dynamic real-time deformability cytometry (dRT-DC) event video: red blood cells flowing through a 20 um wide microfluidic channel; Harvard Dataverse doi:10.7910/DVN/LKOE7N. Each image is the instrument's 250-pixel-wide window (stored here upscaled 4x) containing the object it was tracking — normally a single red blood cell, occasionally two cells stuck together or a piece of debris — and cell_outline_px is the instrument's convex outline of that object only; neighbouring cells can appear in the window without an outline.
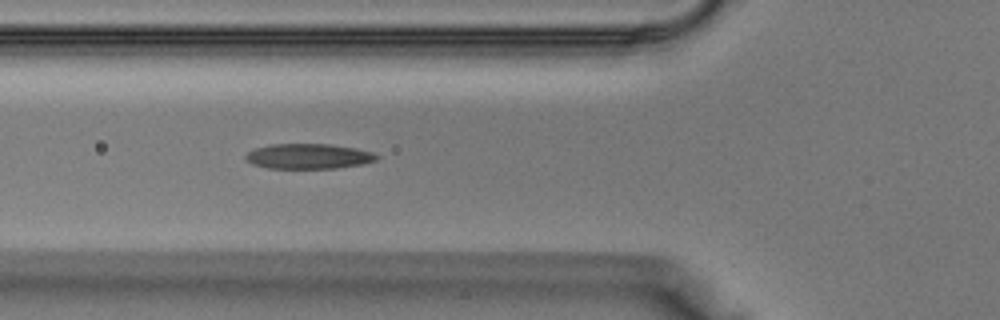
{"species": "Egyptian fruit bat (a non-hibernating species)", "species_latin": "Rousettus aegyptiacus", "temperature_condition": "warm", "stored_images_in_passage": 32, "camera_frame_rate_fps": 3000, "um_per_image_px": 0.085, "animal": {"sex": "male"}, "frame": {"image": 1, "passage_image": 6, "time_ms": 1.667, "image_size_px": [1000, 320], "cell_outline_px": [[380, 156], [376, 160], [360, 164], [336, 168], [268, 168], [252, 164], [244, 160], [244, 156], [248, 152], [256, 148], [272, 144], [328, 144], [356, 148], [372, 152]], "centroid_in_image_um": [26.19, 13.28], "position_along_channel_um": 99.6, "area_um2": 19.13}}
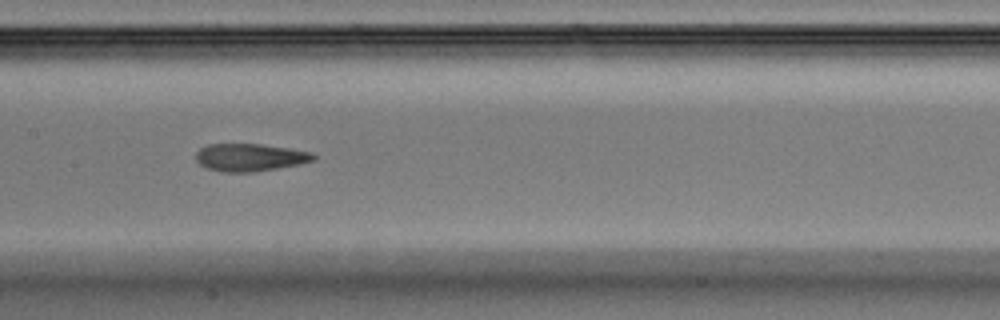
{"frame": {"image": 2, "passage_image": 11, "time_ms": 3.333, "image_size_px": [1000, 320], "cell_outline_px": [[316, 160], [276, 168], [252, 172], [224, 172], [208, 168], [200, 164], [196, 160], [196, 152], [200, 148], [208, 144], [260, 144], [288, 148], [312, 152], [316, 156]], "centroid_in_image_um": [21.23, 13.37], "position_along_channel_um": 186.2, "area_um2": 18.73}}
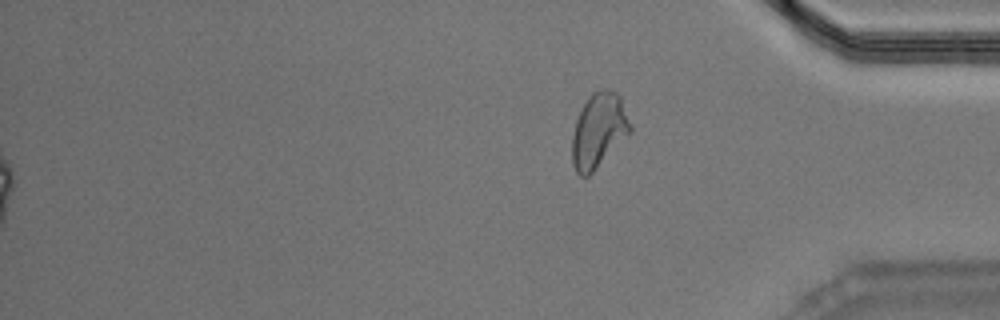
{"frame": {"image": 3, "passage_image": 32, "time_ms": 10.333, "image_size_px": [1000, 320], "cell_outline_px": [[632, 132], [588, 176], [580, 176], [576, 172], [572, 164], [572, 136], [576, 120], [588, 96], [592, 92], [600, 88], [608, 88], [616, 92], [620, 96], [632, 128]], "centroid_in_image_um": [50.89, 11.07], "position_along_channel_um": 384.3, "area_um2": 25.32}}